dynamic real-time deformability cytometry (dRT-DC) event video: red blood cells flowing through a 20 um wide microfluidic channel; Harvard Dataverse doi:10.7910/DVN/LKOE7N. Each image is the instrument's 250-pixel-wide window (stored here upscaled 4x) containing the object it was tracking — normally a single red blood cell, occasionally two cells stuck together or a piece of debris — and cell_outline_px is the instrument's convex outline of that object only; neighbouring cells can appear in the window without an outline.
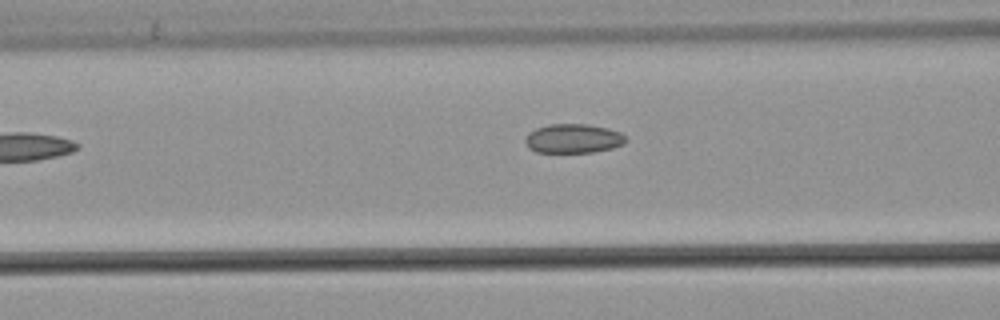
{"species": "common noctule bat (a hibernating species)", "species_latin": "Nyctalus noctula", "temperature_condition": "warm", "stored_images_in_passage": 26, "camera_frame_rate_fps": 3000, "um_per_image_px": 0.085, "animal": {"sex": "male", "body_mass_g": 21.5, "forearm_length_mm": 52.0}, "frame": {"image": 1, "passage_image": 5, "time_ms": 1.333, "image_size_px": [1000, 320], "cell_outline_px": [[628, 140], [624, 144], [612, 148], [592, 152], [536, 152], [528, 148], [524, 140], [528, 132], [536, 128], [548, 124], [588, 124], [608, 128], [620, 132]], "centroid_in_image_um": [48.71, 11.77], "position_along_channel_um": 117.9, "area_um2": 17.22}}
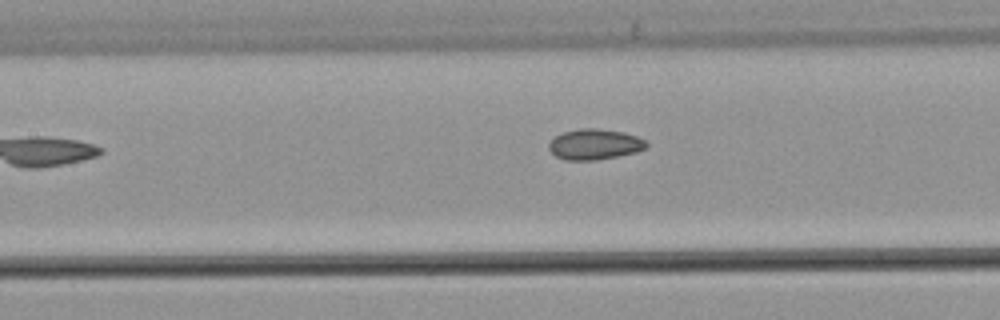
{"frame": {"image": 2, "passage_image": 8, "time_ms": 2.333, "image_size_px": [1000, 320], "cell_outline_px": [[648, 144], [644, 148], [636, 152], [596, 160], [564, 160], [556, 156], [548, 148], [548, 144], [556, 136], [564, 132], [580, 128], [596, 128], [624, 132], [636, 136], [644, 140]], "centroid_in_image_um": [50.53, 12.26], "position_along_channel_um": 156.9, "area_um2": 17.22}}
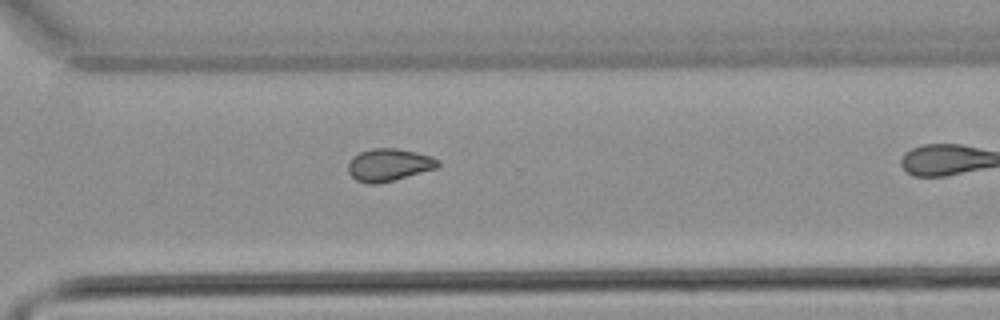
{"frame": {"image": 3, "passage_image": 22, "time_ms": 7.0, "image_size_px": [1000, 320], "cell_outline_px": [[440, 164], [436, 168], [392, 180], [376, 184], [368, 184], [356, 180], [348, 172], [348, 164], [352, 156], [360, 152], [372, 148], [396, 148], [416, 152], [432, 156], [440, 160]], "centroid_in_image_um": [33.04, 14.0], "position_along_channel_um": 337.6, "area_um2": 16.94}}